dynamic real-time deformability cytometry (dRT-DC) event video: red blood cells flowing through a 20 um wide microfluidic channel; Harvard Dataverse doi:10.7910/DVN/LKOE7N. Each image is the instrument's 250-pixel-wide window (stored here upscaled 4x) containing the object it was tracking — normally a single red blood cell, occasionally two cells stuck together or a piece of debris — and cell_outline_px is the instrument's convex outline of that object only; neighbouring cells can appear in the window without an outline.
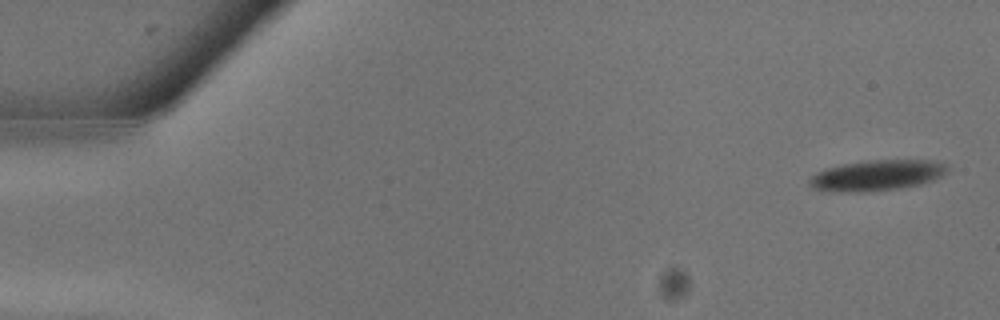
{"species": "common noctule bat (a hibernating species)", "species_latin": "Nyctalus noctula", "temperature_condition": "warm", "stored_images_in_passage": 10, "camera_frame_rate_fps": 3000, "um_per_image_px": 0.085, "animal": {"sex": "male", "body_mass_g": 13.3}, "frame": {"image": 1, "passage_image": 1, "time_ms": 0.0, "image_size_px": [1000, 320], "cell_outline_px": [[948, 168], [940, 176], [932, 180], [916, 184], [896, 188], [816, 188], [808, 184], [808, 180], [816, 172], [828, 168], [844, 164], [868, 160], [928, 160], [944, 164]], "centroid_in_image_um": [74.61, 14.82], "position_along_channel_um": 10.4, "area_um2": 22.48}}
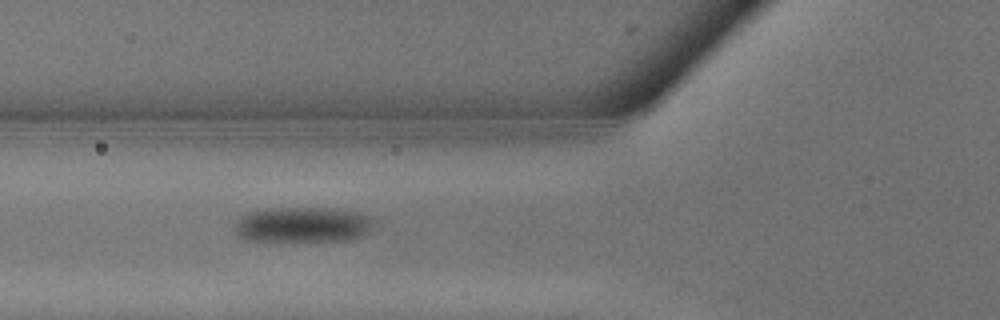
{"frame": {"image": 2, "passage_image": 10, "time_ms": 3.0, "image_size_px": [1000, 320], "cell_outline_px": [[372, 224], [360, 236], [348, 240], [292, 244], [244, 240], [236, 232], [236, 224], [240, 216], [252, 212], [272, 208], [332, 208], [356, 212], [368, 216], [372, 220]], "centroid_in_image_um": [25.66, 19.16], "position_along_channel_um": 100.1, "area_um2": 29.36}}